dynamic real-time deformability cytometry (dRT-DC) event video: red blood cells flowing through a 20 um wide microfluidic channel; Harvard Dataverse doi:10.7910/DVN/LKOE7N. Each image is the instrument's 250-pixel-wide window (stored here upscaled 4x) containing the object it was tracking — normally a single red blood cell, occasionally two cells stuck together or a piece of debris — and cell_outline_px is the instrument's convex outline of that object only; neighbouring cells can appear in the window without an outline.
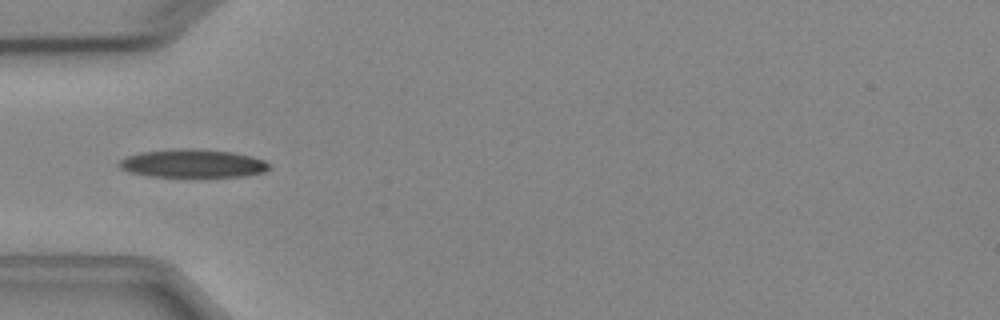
{"species": "Egyptian fruit bat (a non-hibernating species)", "species_latin": "Rousettus aegyptiacus", "temperature_condition": "cold", "stored_images_in_passage": 8, "camera_frame_rate_fps": 3000, "um_per_image_px": 0.085, "animal": {"sex": "female"}, "frame": {"image": 1, "passage_image": 4, "time_ms": 4.667, "image_size_px": [1000, 320], "cell_outline_px": [[268, 168], [264, 172], [244, 176], [148, 176], [128, 172], [120, 168], [116, 164], [120, 160], [128, 156], [140, 152], [172, 148], [200, 148], [232, 152], [252, 156], [264, 160], [268, 164]], "centroid_in_image_um": [16.33, 13.87], "position_along_channel_um": 68.7, "area_um2": 24.8}}
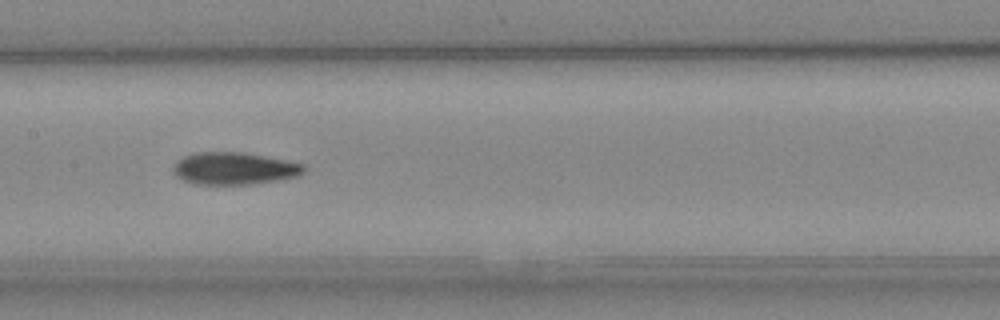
{"frame": {"image": 2, "passage_image": 7, "time_ms": 7.667, "image_size_px": [1000, 320], "cell_outline_px": [[308, 168], [304, 172], [296, 176], [280, 180], [248, 184], [196, 184], [184, 180], [176, 176], [172, 168], [176, 160], [184, 156], [196, 152], [244, 152], [304, 164]], "centroid_in_image_um": [19.9, 14.31], "position_along_channel_um": 187.5, "area_um2": 24.57}}
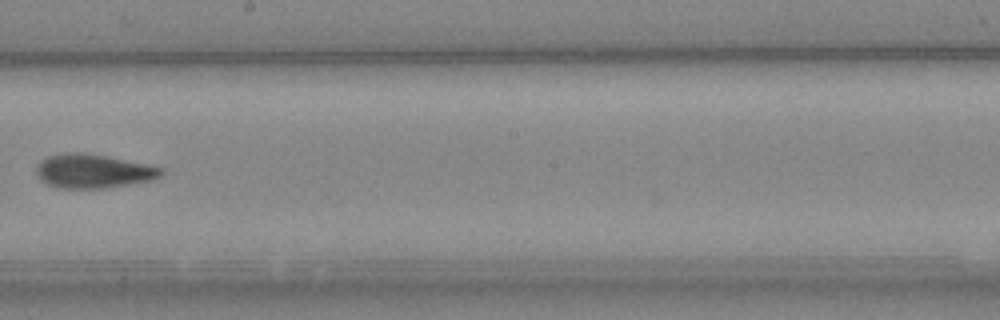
{"frame": {"image": 3, "passage_image": 8, "time_ms": 9.0, "image_size_px": [1000, 320], "cell_outline_px": [[164, 172], [160, 176], [152, 180], [104, 188], [60, 188], [48, 184], [40, 180], [36, 172], [36, 168], [40, 160], [48, 156], [64, 152], [80, 152], [104, 156], [164, 168]], "centroid_in_image_um": [7.88, 14.54], "position_along_channel_um": 240.3, "area_um2": 24.45}}